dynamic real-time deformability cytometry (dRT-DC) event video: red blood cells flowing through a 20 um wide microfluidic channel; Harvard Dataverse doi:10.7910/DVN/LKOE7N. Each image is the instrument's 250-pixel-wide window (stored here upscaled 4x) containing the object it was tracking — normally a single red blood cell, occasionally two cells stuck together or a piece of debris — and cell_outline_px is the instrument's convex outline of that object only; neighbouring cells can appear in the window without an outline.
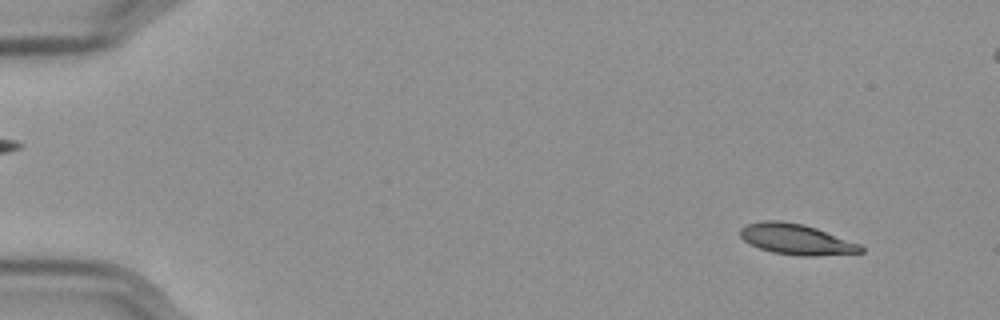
{"species": "Egyptian fruit bat (a non-hibernating species)", "species_latin": "Rousettus aegyptiacus", "temperature_condition": "cold", "stored_images_in_passage": 58, "segment_of_instrument_passage": [1, 2], "camera_frame_rate_fps": 3000, "um_per_image_px": 0.085, "frame": {"image": 1, "passage_image": 5, "time_ms": 1.333, "image_size_px": [1000, 320], "cell_outline_px": [[864, 252], [816, 256], [800, 256], [772, 252], [748, 244], [740, 236], [740, 228], [748, 224], [764, 220], [780, 220], [804, 224], [816, 228], [860, 244], [864, 248]], "centroid_in_image_um": [67.67, 20.34], "position_along_channel_um": 17.3, "area_um2": 21.56}}
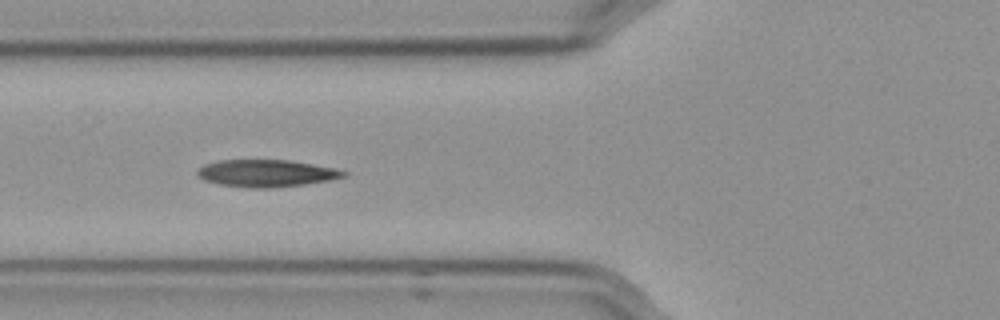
{"frame": {"image": 2, "passage_image": 22, "time_ms": 7.0, "image_size_px": [1000, 320], "cell_outline_px": [[348, 176], [328, 180], [304, 184], [268, 188], [252, 188], [220, 184], [204, 180], [196, 176], [196, 172], [204, 164], [220, 160], [288, 160], [336, 168], [348, 172]], "centroid_in_image_um": [22.64, 14.72], "position_along_channel_um": 103.2, "area_um2": 23.06}}
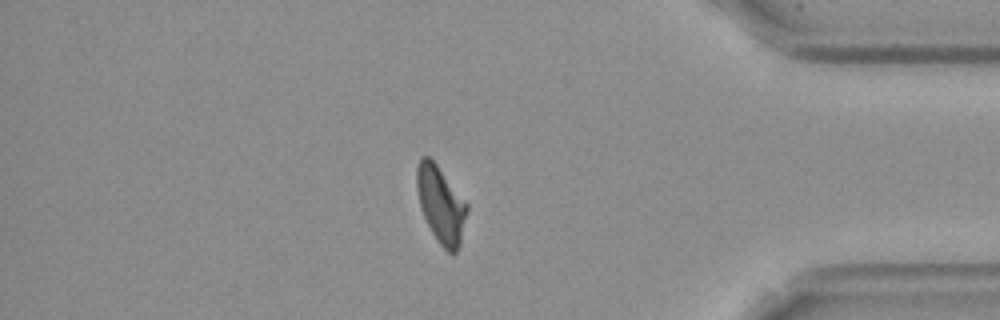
{"frame": {"image": 3, "passage_image": 49, "time_ms": 16.0, "image_size_px": [1000, 320], "cell_outline_px": [[468, 208], [460, 244], [456, 252], [452, 256], [436, 240], [424, 216], [420, 204], [416, 188], [416, 168], [420, 156], [428, 156], [436, 164], [468, 204]], "centroid_in_image_um": [37.47, 17.39], "position_along_channel_um": 397.7, "area_um2": 22.25}}